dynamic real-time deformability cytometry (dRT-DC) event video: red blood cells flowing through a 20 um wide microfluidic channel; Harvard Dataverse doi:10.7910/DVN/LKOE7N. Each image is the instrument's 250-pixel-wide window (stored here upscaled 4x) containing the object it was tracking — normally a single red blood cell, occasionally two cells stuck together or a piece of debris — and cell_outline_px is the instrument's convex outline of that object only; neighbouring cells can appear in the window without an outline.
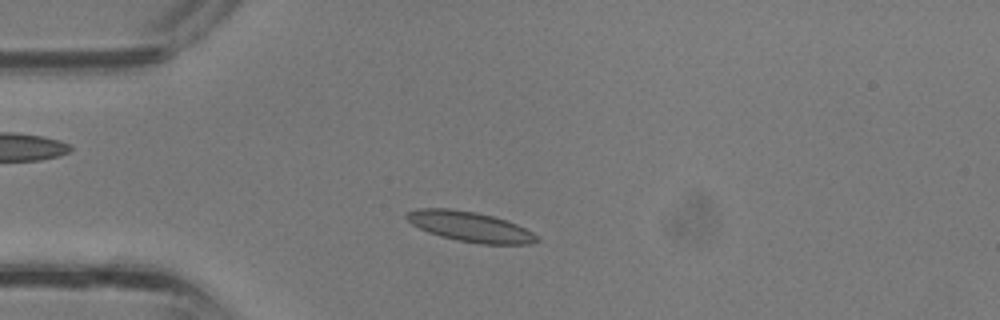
{"species": "common noctule bat (a hibernating species)", "species_latin": "Nyctalus noctula", "temperature_condition": "room temperature", "stored_images_in_passage": 32, "camera_frame_rate_fps": 3000, "um_per_image_px": 0.085, "animal": {"sex": "male", "body_mass_g": 13.3}, "frame": {"image": 1, "passage_image": 5, "time_ms": 1.333, "image_size_px": [1000, 320], "cell_outline_px": [[540, 240], [528, 244], [480, 244], [456, 240], [440, 236], [428, 232], [412, 224], [404, 216], [408, 212], [420, 208], [448, 208], [476, 212], [492, 216], [516, 224], [532, 232]], "centroid_in_image_um": [39.93, 19.27], "position_along_channel_um": 45.1, "area_um2": 22.6}}
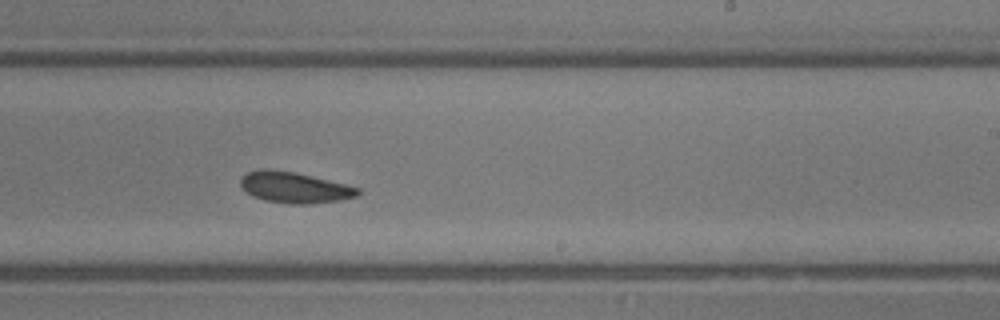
{"frame": {"image": 2, "passage_image": 18, "time_ms": 5.667, "image_size_px": [1000, 320], "cell_outline_px": [[360, 192], [356, 196], [340, 200], [308, 204], [288, 204], [264, 200], [252, 196], [240, 184], [240, 180], [248, 172], [260, 168], [264, 168], [292, 172], [344, 184], [360, 188]], "centroid_in_image_um": [25.01, 15.95], "position_along_channel_um": 264.0, "area_um2": 20.81}}
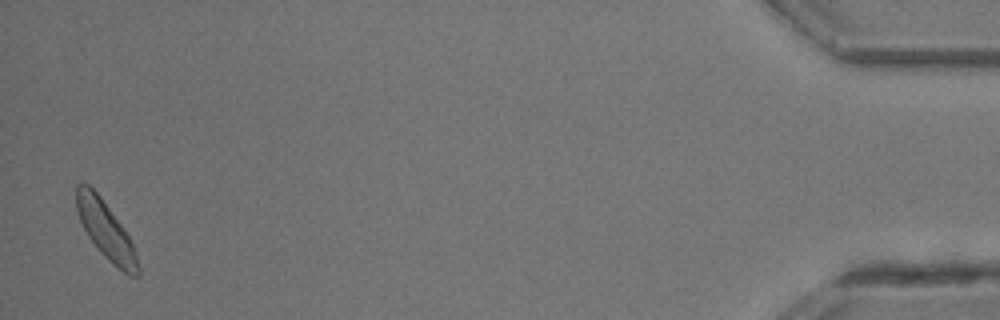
{"frame": {"image": 3, "passage_image": 32, "time_ms": 10.333, "image_size_px": [1000, 320], "cell_outline_px": [[140, 276], [128, 276], [116, 268], [100, 252], [88, 236], [76, 212], [76, 184], [88, 184], [100, 196], [124, 228], [132, 244], [140, 268]], "centroid_in_image_um": [9.0, 19.61], "position_along_channel_um": 426.2, "area_um2": 20.52}}